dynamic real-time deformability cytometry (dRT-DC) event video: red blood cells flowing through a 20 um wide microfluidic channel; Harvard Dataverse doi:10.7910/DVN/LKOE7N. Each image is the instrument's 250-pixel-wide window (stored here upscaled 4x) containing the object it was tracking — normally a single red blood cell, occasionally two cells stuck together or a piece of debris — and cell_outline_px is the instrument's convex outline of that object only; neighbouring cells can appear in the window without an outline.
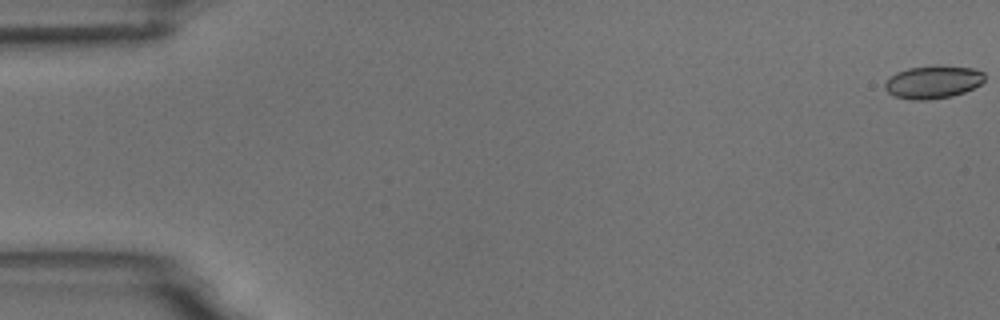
{"species": "common noctule bat (a hibernating species)", "species_latin": "Nyctalus noctula", "temperature_condition": "room temperature", "stored_images_in_passage": 7, "camera_frame_rate_fps": 3000, "um_per_image_px": 0.085, "animal": {"sex": "male", "body_mass_g": 18.8}, "frame": {"image": 1, "passage_image": 1, "time_ms": 0.0, "image_size_px": [1000, 320], "cell_outline_px": [[984, 80], [980, 84], [964, 92], [952, 96], [928, 100], [912, 100], [892, 96], [884, 88], [884, 84], [896, 72], [908, 68], [936, 64], [940, 64], [972, 68], [984, 72]], "centroid_in_image_um": [79.3, 6.96], "position_along_channel_um": 5.7, "area_um2": 19.36}}
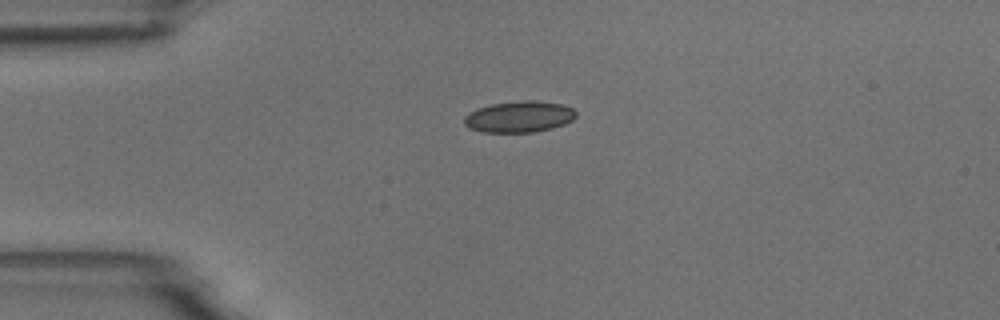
{"frame": {"image": 2, "passage_image": 4, "time_ms": 4.333, "image_size_px": [1000, 320], "cell_outline_px": [[576, 116], [572, 120], [564, 124], [552, 128], [532, 132], [484, 132], [468, 128], [464, 124], [464, 116], [468, 112], [476, 108], [492, 104], [520, 100], [536, 100], [560, 104], [572, 108], [576, 112]], "centroid_in_image_um": [44.1, 9.92], "position_along_channel_um": 40.9, "area_um2": 20.46}}